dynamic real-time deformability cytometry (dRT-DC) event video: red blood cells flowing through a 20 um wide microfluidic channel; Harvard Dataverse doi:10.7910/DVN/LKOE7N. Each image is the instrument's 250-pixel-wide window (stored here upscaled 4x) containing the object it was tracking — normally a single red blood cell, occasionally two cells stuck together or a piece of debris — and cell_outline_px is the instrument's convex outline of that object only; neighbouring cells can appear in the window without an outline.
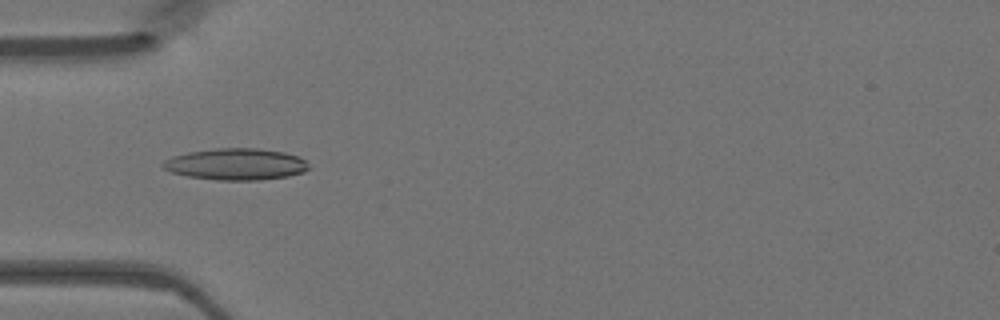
{"species": "Egyptian fruit bat (a non-hibernating species)", "species_latin": "Rousettus aegyptiacus", "temperature_condition": "warm", "stored_images_in_passage": 48, "camera_frame_rate_fps": 3000, "um_per_image_px": 0.085, "animal": {"sex": "female"}, "frame": {"image": 1, "passage_image": 15, "time_ms": 4.667, "image_size_px": [1000, 320], "cell_outline_px": [[312, 168], [304, 172], [288, 176], [260, 180], [216, 180], [188, 176], [172, 172], [164, 168], [160, 164], [164, 160], [172, 156], [188, 152], [216, 148], [256, 148], [284, 152], [300, 156]], "centroid_in_image_um": [20.08, 13.95], "position_along_channel_um": 64.9, "area_um2": 26.99}}
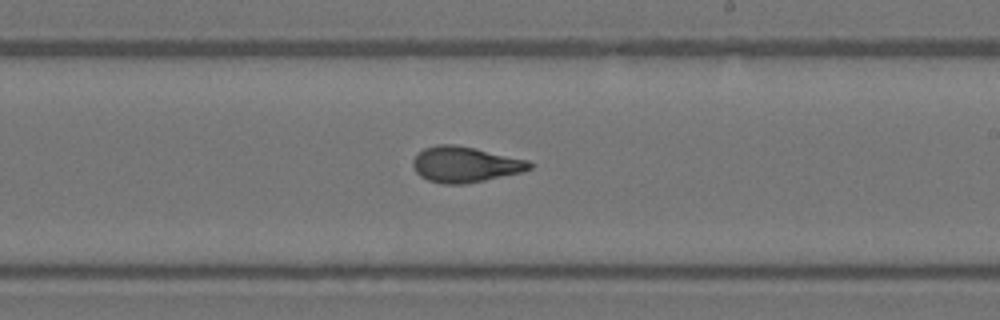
{"frame": {"image": 2, "passage_image": 28, "time_ms": 9.0, "image_size_px": [1000, 320], "cell_outline_px": [[532, 168], [524, 172], [464, 184], [444, 184], [428, 180], [420, 176], [416, 172], [412, 164], [412, 160], [424, 148], [440, 144], [456, 144], [476, 148], [528, 160], [532, 164]], "centroid_in_image_um": [39.54, 13.97], "position_along_channel_um": 249.5, "area_um2": 24.28}}
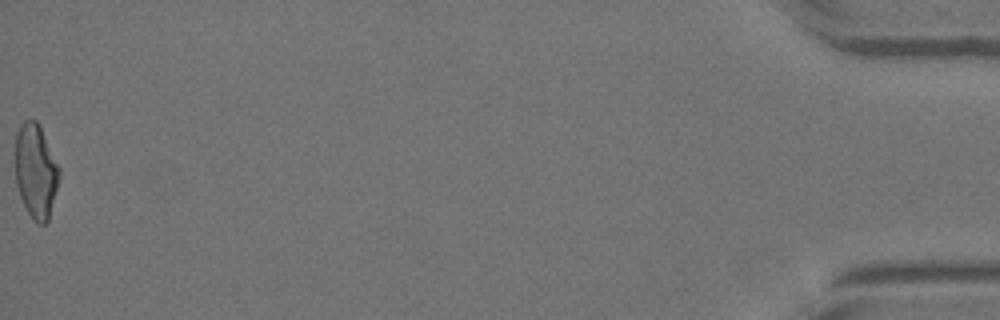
{"frame": {"image": 3, "passage_image": 48, "time_ms": 15.667, "image_size_px": [1000, 320], "cell_outline_px": [[60, 176], [48, 220], [44, 224], [36, 224], [28, 212], [20, 196], [16, 184], [16, 132], [20, 124], [24, 120], [36, 120], [60, 168]], "centroid_in_image_um": [3.04, 14.55], "position_along_channel_um": 432.2, "area_um2": 23.81}}